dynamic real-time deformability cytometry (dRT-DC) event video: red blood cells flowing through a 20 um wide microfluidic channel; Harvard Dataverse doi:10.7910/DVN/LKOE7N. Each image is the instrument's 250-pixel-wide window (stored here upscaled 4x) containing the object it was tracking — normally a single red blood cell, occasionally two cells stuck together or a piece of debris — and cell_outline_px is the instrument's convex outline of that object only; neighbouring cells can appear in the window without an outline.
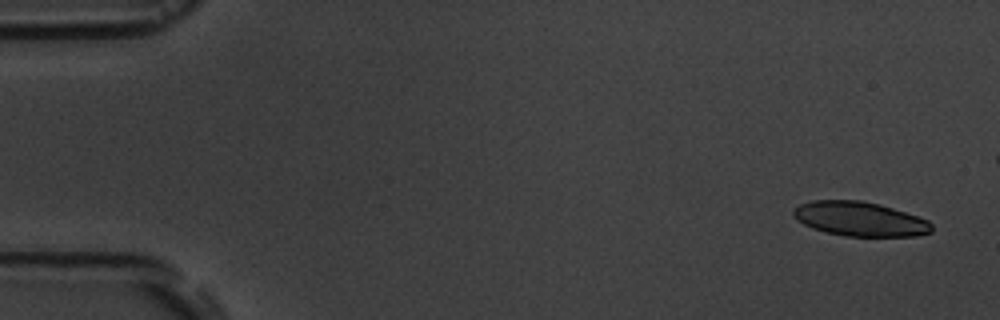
{"species": "common noctule bat (a hibernating species)", "species_latin": "Nyctalus noctula", "temperature_condition": "room temperature", "stored_images_in_passage": 5, "camera_frame_rate_fps": 3000, "um_per_image_px": 0.085, "animal": {"sex": "male", "body_mass_g": 19.5, "forearm_length_mm": 54.6}, "frame": {"image": 1, "passage_image": 1, "time_ms": 0.0, "image_size_px": [1000, 320], "cell_outline_px": [[932, 232], [916, 236], [844, 236], [812, 228], [796, 220], [792, 216], [792, 208], [800, 204], [812, 200], [860, 200], [880, 204], [928, 220], [932, 224]], "centroid_in_image_um": [73.05, 18.61], "position_along_channel_um": 12.0, "area_um2": 27.74}}